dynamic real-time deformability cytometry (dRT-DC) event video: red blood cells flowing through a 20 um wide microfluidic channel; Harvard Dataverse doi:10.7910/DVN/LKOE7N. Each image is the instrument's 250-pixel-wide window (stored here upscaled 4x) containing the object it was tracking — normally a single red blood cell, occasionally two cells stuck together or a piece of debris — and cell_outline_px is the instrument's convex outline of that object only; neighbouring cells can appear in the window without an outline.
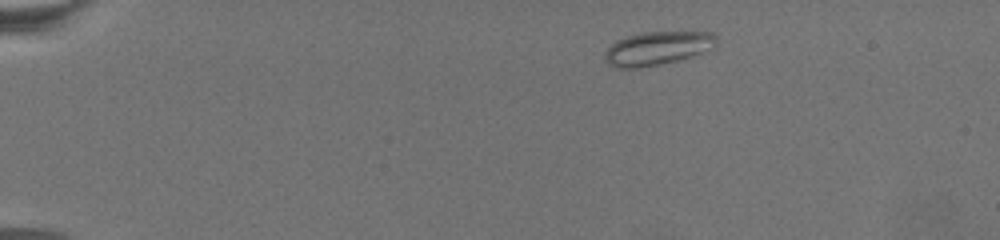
{"species": "common noctule bat (a hibernating species)", "species_latin": "Nyctalus noctula", "temperature_condition": "warm", "stored_images_in_passage": 61, "camera_frame_rate_fps": 3000, "um_per_image_px": 0.085, "animal": {"sex": "female", "body_mass_g": 19.5, "forearm_length_mm": 54.1}, "frame": {"image": 1, "passage_image": 1, "time_ms": 0.0, "image_size_px": [1000, 240], "cell_outline_px": [[716, 48], [692, 56], [676, 60], [636, 68], [616, 68], [608, 64], [604, 60], [604, 52], [616, 40], [640, 32], [712, 32], [716, 36]], "centroid_in_image_um": [55.88, 4.09], "position_along_channel_um": 29.1, "area_um2": 21.79}}
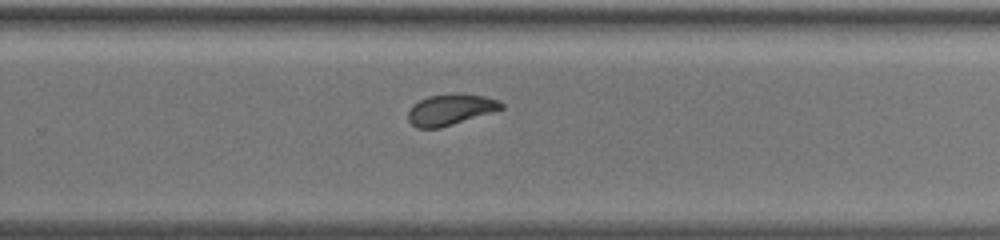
{"frame": {"image": 2, "passage_image": 38, "time_ms": 12.333, "image_size_px": [1000, 240], "cell_outline_px": [[504, 108], [440, 128], [416, 128], [408, 120], [408, 112], [412, 104], [428, 96], [456, 92], [464, 92], [484, 96], [500, 100], [504, 104]], "centroid_in_image_um": [38.29, 9.28], "position_along_channel_um": 291.5, "area_um2": 17.05}}
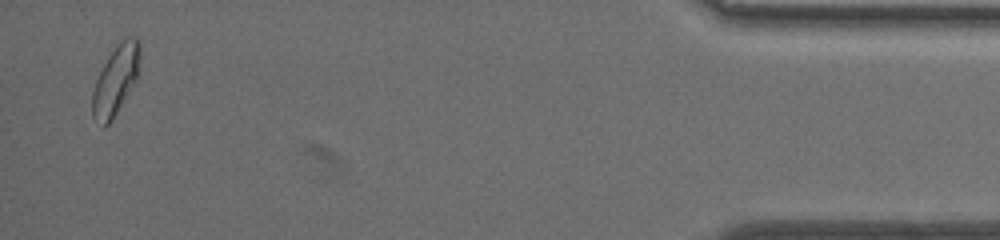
{"frame": {"image": 3, "passage_image": 59, "time_ms": 19.333, "image_size_px": [1000, 240], "cell_outline_px": [[140, 76], [112, 120], [108, 124], [104, 124], [92, 116], [92, 92], [96, 80], [108, 56], [116, 44], [124, 36], [136, 36], [140, 40]], "centroid_in_image_um": [9.9, 6.72], "position_along_channel_um": 425.3, "area_um2": 19.54}}